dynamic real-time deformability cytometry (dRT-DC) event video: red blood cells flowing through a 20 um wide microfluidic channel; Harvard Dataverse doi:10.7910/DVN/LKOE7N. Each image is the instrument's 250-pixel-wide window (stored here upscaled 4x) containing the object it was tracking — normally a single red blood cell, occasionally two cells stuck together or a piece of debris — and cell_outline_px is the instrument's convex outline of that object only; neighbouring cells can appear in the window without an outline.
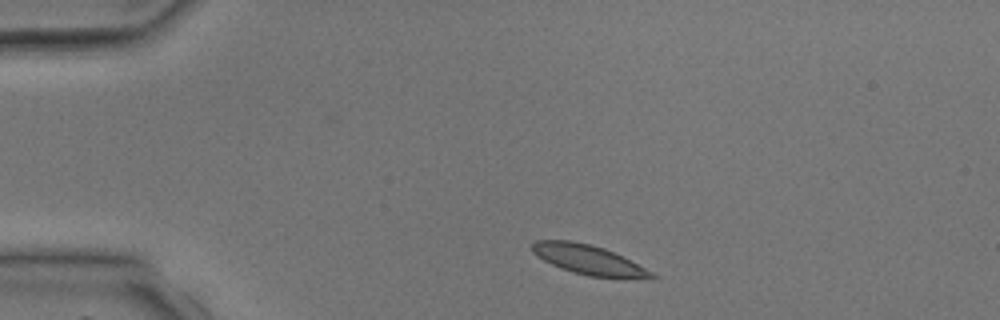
{"species": "common noctule bat (a hibernating species)", "species_latin": "Nyctalus noctula", "temperature_condition": "room temperature", "stored_images_in_passage": 2, "camera_frame_rate_fps": 3000, "um_per_image_px": 0.085, "animal": {"sex": "male", "body_mass_g": 17.9, "forearm_length_mm": 54.2}, "frame": {"image": 1, "passage_image": 1, "time_ms": 0.0, "image_size_px": [1000, 320], "cell_outline_px": [[656, 280], [588, 276], [572, 272], [552, 264], [536, 256], [532, 252], [532, 244], [536, 240], [568, 240], [588, 244], [604, 248], [652, 272], [656, 276]], "centroid_in_image_um": [50.03, 22.1], "position_along_channel_um": 35.0, "area_um2": 20.4}}